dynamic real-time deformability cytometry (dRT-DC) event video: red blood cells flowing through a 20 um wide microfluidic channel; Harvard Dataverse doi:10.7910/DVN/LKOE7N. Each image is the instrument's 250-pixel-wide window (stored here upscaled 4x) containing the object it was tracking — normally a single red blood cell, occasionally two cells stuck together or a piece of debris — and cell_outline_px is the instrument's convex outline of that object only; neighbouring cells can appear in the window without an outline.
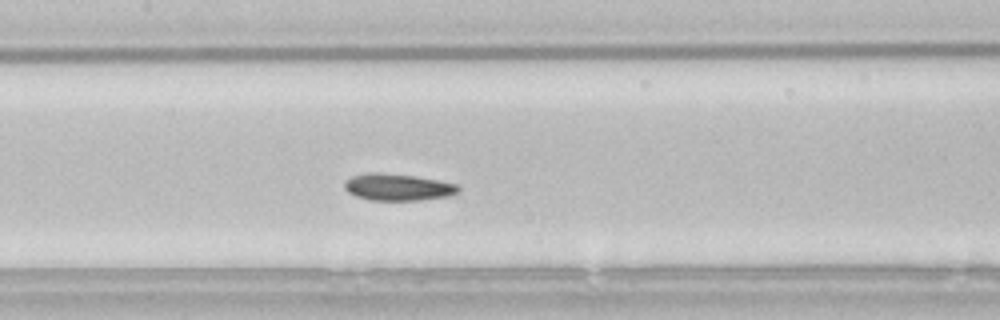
{"species": "common noctule bat (a hibernating species)", "species_latin": "Nyctalus noctula", "temperature_condition": "room temperature", "stored_images_in_passage": 42, "camera_frame_rate_fps": 3000, "um_per_image_px": 0.085, "animal": {"sex": "male", "body_mass_g": 21.5, "forearm_length_mm": 52.0}, "frame": {"image": 1, "passage_image": 13, "time_ms": 4.0, "image_size_px": [1000, 320], "cell_outline_px": [[460, 192], [448, 196], [420, 200], [368, 200], [356, 196], [348, 192], [344, 188], [344, 180], [352, 176], [368, 172], [376, 172], [416, 176], [440, 180], [460, 184]], "centroid_in_image_um": [33.84, 15.9], "position_along_channel_um": 173.6, "area_um2": 18.09}, "authors_computed_cell_mechanics": {"area_um2": 17.4845, "velocity_mm_per_s": 3.7648, "shape_relaxation_time_tau1_ms": 4.1845, "shape_relaxation_time_tau2_ms": null, "deformation_change_tau1": 0.0815, "deformation_change_tau2": null}}